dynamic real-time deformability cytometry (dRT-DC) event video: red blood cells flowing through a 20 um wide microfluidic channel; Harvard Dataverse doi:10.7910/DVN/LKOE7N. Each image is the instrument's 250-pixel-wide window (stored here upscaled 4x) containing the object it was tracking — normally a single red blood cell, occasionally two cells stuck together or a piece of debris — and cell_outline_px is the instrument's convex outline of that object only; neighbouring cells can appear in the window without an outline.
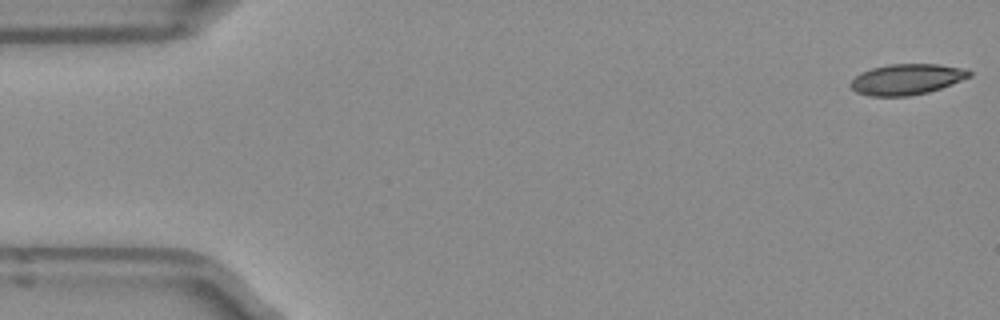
{"species": "Egyptian fruit bat (a non-hibernating species)", "species_latin": "Rousettus aegyptiacus", "temperature_condition": "room temperature", "stored_images_in_passage": 51, "camera_frame_rate_fps": 3000, "um_per_image_px": 0.085, "frame": {"image": 1, "passage_image": 1, "time_ms": 0.0, "image_size_px": [1000, 320], "cell_outline_px": [[972, 76], [940, 88], [928, 92], [908, 96], [868, 96], [856, 92], [848, 84], [860, 72], [872, 68], [888, 64], [940, 64], [968, 68], [972, 72]], "centroid_in_image_um": [77.08, 6.73], "position_along_channel_um": 7.9, "area_um2": 21.44}}
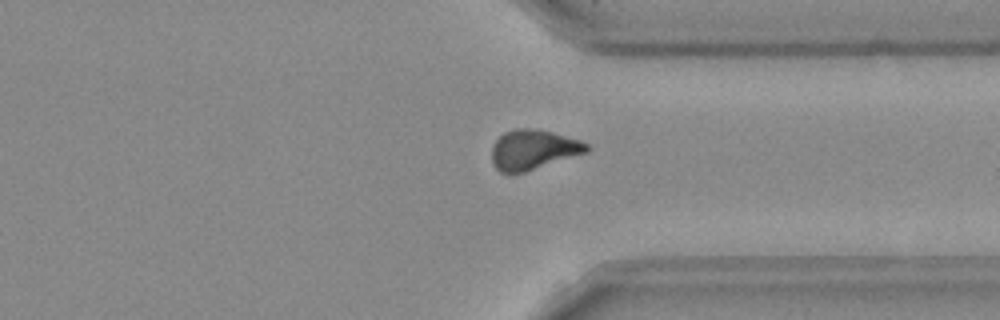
{"frame": {"image": 2, "passage_image": 38, "time_ms": 12.333, "image_size_px": [1000, 320], "cell_outline_px": [[588, 152], [524, 172], [508, 176], [500, 172], [492, 164], [492, 144], [504, 132], [516, 128], [536, 128], [552, 132], [580, 140], [588, 144]], "centroid_in_image_um": [45.28, 12.73], "position_along_channel_um": 366.1, "area_um2": 22.31}}
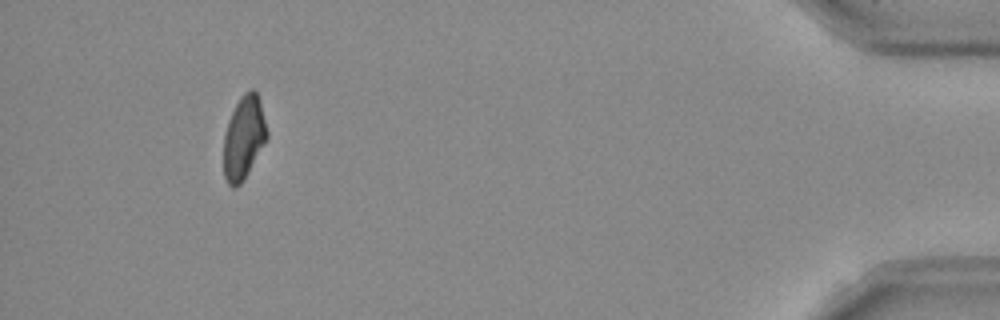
{"frame": {"image": 3, "passage_image": 47, "time_ms": 15.333, "image_size_px": [1000, 320], "cell_outline_px": [[268, 136], [248, 172], [240, 184], [236, 188], [232, 188], [228, 184], [224, 176], [224, 136], [228, 120], [240, 96], [244, 92], [252, 88], [256, 88], [260, 100], [268, 132]], "centroid_in_image_um": [20.72, 11.66], "position_along_channel_um": 414.5, "area_um2": 20.98}, "authors_computed_cell_mechanics": {"area_um2": 21.964, "velocity_mm_per_s": 3.9695, "shape_relaxation_time_tau1_ms": null, "shape_relaxation_time_tau2_ms": 3.3915, "deformation_change_tau1": null, "deformation_change_tau2": 0.0929}}